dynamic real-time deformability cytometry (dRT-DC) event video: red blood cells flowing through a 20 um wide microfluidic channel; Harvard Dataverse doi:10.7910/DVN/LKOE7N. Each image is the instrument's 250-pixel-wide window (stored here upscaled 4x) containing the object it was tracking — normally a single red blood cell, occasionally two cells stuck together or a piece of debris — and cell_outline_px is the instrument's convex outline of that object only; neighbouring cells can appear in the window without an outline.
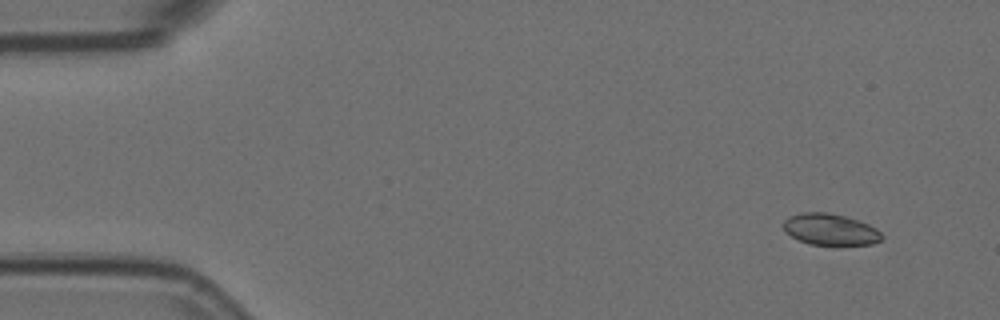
{"species": "Egyptian fruit bat (a non-hibernating species)", "species_latin": "Rousettus aegyptiacus", "temperature_condition": "room temperature", "stored_images_in_passage": 5, "camera_frame_rate_fps": 3000, "um_per_image_px": 0.085, "animal": {"sex": "female"}, "frame": {"image": 1, "passage_image": 1, "time_ms": 0.0, "image_size_px": [1000, 320], "cell_outline_px": [[884, 236], [880, 240], [872, 244], [808, 244], [784, 232], [784, 220], [788, 216], [800, 212], [828, 212], [844, 216], [868, 224], [876, 228]], "centroid_in_image_um": [70.54, 19.48], "position_along_channel_um": 14.5, "area_um2": 17.86}}
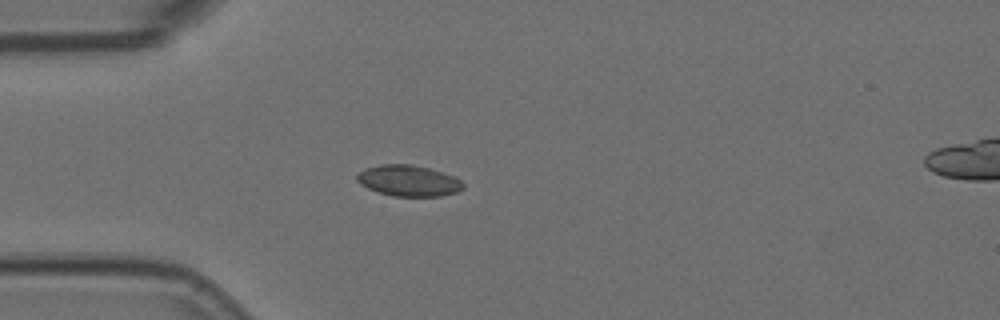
{"frame": {"image": 2, "passage_image": 4, "time_ms": 1.0, "image_size_px": [1000, 320], "cell_outline_px": [[464, 188], [456, 192], [440, 196], [392, 196], [368, 188], [360, 184], [356, 180], [356, 176], [364, 168], [380, 164], [412, 164], [428, 168], [456, 176], [464, 184]], "centroid_in_image_um": [34.73, 15.35], "position_along_channel_um": 50.3, "area_um2": 19.25}}